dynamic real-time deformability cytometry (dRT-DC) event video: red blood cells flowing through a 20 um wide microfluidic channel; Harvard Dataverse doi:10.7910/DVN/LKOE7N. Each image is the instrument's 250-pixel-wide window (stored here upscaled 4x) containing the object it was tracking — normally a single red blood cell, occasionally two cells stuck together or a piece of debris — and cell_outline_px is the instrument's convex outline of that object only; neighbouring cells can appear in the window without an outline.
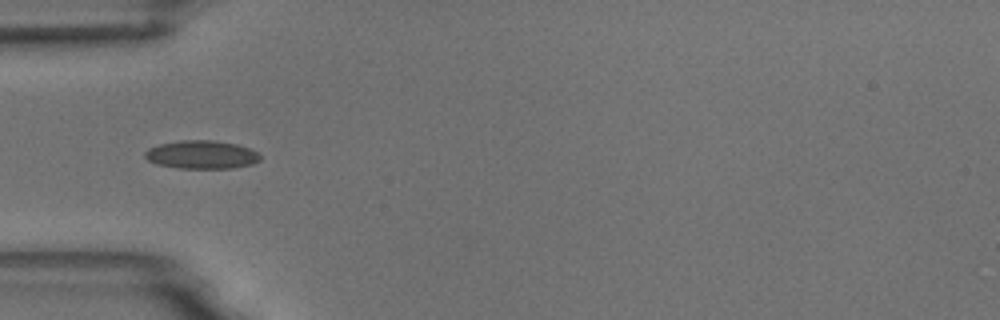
{"species": "common noctule bat (a hibernating species)", "species_latin": "Nyctalus noctula", "temperature_condition": "room temperature", "stored_images_in_passage": 5, "camera_frame_rate_fps": 3000, "um_per_image_px": 0.085, "animal": {"sex": "male", "body_mass_g": 18.8}, "frame": {"image": 1, "passage_image": 1, "time_ms": 0.0, "image_size_px": [1000, 320], "cell_outline_px": [[260, 160], [252, 164], [232, 168], [180, 168], [156, 164], [148, 160], [144, 156], [144, 152], [148, 148], [160, 144], [180, 140], [212, 140], [236, 144], [248, 148], [256, 152], [260, 156]], "centroid_in_image_um": [17.1, 13.14], "position_along_channel_um": 67.9, "area_um2": 18.9}}
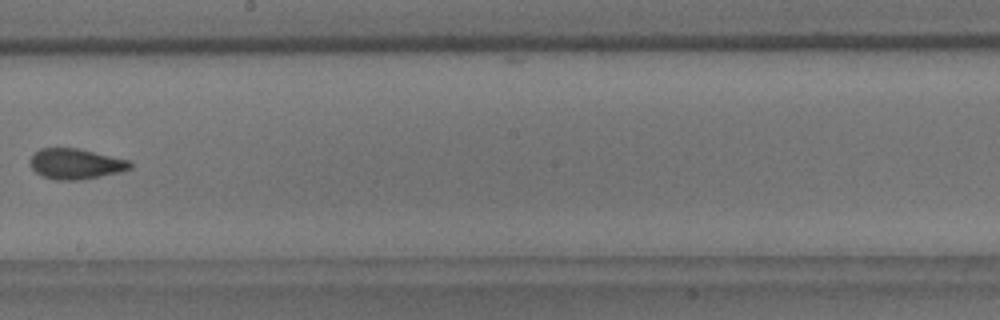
{"frame": {"image": 2, "passage_image": 5, "time_ms": 4.667, "image_size_px": [1000, 320], "cell_outline_px": [[132, 168], [120, 172], [80, 180], [56, 180], [44, 176], [36, 172], [32, 168], [32, 156], [40, 148], [80, 148], [132, 160]], "centroid_in_image_um": [6.52, 13.92], "position_along_channel_um": 241.7, "area_um2": 17.8}}